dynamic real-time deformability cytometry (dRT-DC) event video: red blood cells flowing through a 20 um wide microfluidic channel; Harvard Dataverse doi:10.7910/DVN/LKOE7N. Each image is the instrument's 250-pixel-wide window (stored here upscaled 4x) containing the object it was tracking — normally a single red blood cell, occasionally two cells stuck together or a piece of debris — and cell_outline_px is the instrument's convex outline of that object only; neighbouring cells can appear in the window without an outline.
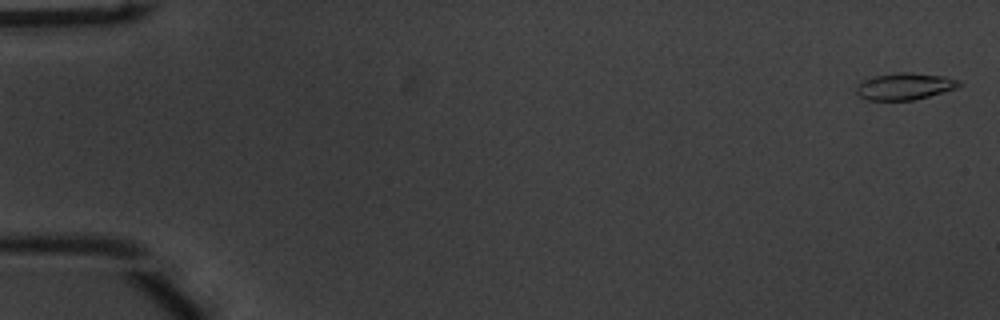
{"species": "common noctule bat (a hibernating species)", "species_latin": "Nyctalus noctula", "temperature_condition": "warm", "stored_images_in_passage": 9, "camera_frame_rate_fps": 3000, "um_per_image_px": 0.085, "animal": {"sex": "male", "body_mass_g": 20.1, "forearm_length_mm": 53.5}, "frame": {"image": 1, "passage_image": 1, "time_ms": 0.0, "image_size_px": [1000, 320], "cell_outline_px": [[964, 84], [956, 88], [928, 96], [912, 100], [868, 100], [860, 96], [856, 92], [856, 84], [872, 76], [892, 72], [912, 72], [944, 76], [960, 80]], "centroid_in_image_um": [76.89, 7.32], "position_along_channel_um": 8.1, "area_um2": 16.24}}